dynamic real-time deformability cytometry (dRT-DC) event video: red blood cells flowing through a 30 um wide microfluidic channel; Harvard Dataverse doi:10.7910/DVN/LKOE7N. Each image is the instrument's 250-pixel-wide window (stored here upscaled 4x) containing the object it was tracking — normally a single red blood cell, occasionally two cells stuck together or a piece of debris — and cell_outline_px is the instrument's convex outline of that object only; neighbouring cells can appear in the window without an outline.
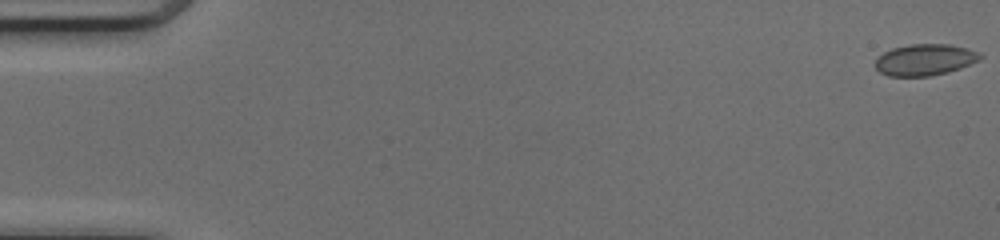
{"species": "common noctule bat (a hibernating species)", "species_latin": "Nyctalus noctula", "temperature_condition": "cold", "stored_images_in_passage": 46, "camera_frame_rate_fps": 3000, "um_per_image_px": 0.085, "animal": {"sex": "female", "body_mass_g": 17.0, "forearm_length_mm": 48.0}, "frame": {"image": 1, "passage_image": 1, "time_ms": 0.0, "image_size_px": [1000, 240], "cell_outline_px": [[984, 56], [980, 60], [960, 68], [948, 72], [928, 76], [888, 76], [880, 72], [876, 68], [876, 60], [884, 52], [892, 48], [908, 44], [948, 44], [968, 48], [980, 52]], "centroid_in_image_um": [78.65, 5.07], "position_along_channel_um": 6.3, "area_um2": 19.25}}
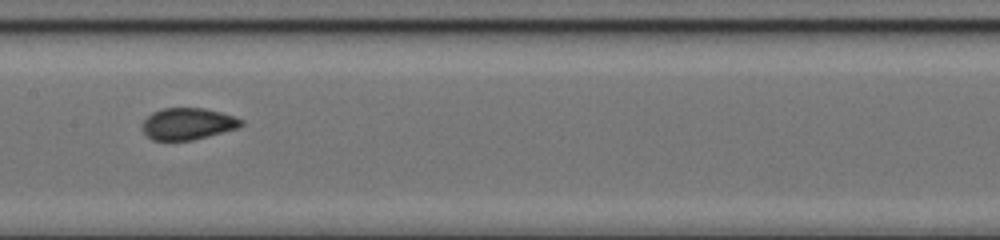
{"frame": {"image": 2, "passage_image": 26, "time_ms": 8.333, "image_size_px": [1000, 240], "cell_outline_px": [[244, 124], [240, 128], [192, 140], [152, 140], [144, 132], [144, 120], [152, 112], [164, 108], [204, 108], [236, 116], [244, 120]], "centroid_in_image_um": [16.03, 10.52], "position_along_channel_um": 191.4, "area_um2": 18.26}}
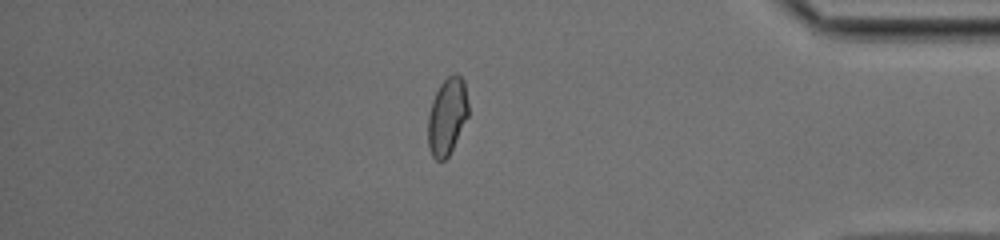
{"frame": {"image": 3, "passage_image": 43, "time_ms": 14.0, "image_size_px": [1000, 240], "cell_outline_px": [[468, 116], [448, 156], [444, 160], [436, 160], [432, 156], [428, 148], [428, 112], [432, 100], [440, 84], [448, 76], [456, 72], [464, 80], [468, 104]], "centroid_in_image_um": [37.99, 9.87], "position_along_channel_um": 397.2, "area_um2": 18.09}}